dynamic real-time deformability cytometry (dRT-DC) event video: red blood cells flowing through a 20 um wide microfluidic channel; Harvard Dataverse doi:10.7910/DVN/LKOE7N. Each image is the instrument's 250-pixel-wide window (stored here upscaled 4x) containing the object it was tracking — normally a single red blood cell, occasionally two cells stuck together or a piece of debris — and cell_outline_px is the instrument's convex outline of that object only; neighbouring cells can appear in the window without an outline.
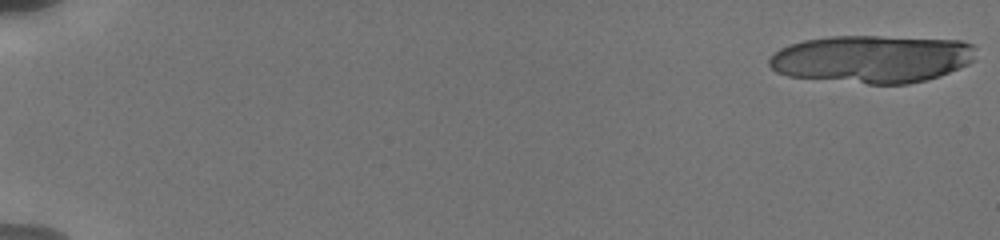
{"species": "human", "species_latin": "Homo sapiens", "temperature_condition": "cold", "stored_images_in_passage": 13, "camera_frame_rate_fps": 3000, "um_per_image_px": 0.085, "donor": {"sex": "male"}, "frame": {"image": 1, "passage_image": 1, "time_ms": 0.0, "image_size_px": [1000, 240], "cell_outline_px": [[976, 60], [968, 64], [940, 76], [908, 84], [868, 84], [788, 76], [776, 72], [768, 64], [768, 60], [780, 48], [788, 44], [804, 40], [832, 36], [880, 36], [960, 40], [972, 44], [976, 48]], "centroid_in_image_um": [74.15, 5.01], "position_along_channel_um": 10.9, "area_um2": 57.8}}
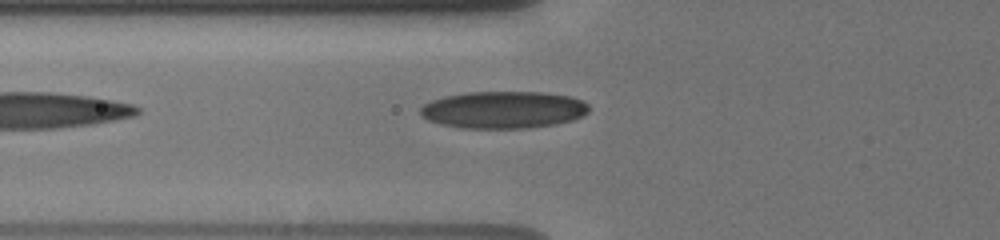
{"frame": {"image": 2, "passage_image": 13, "time_ms": 7.333, "image_size_px": [1000, 240], "cell_outline_px": [[588, 112], [572, 120], [556, 124], [528, 128], [460, 128], [440, 124], [428, 120], [420, 116], [420, 108], [424, 104], [432, 100], [444, 96], [464, 92], [544, 92], [568, 96], [584, 100], [588, 104]], "centroid_in_image_um": [42.76, 9.33], "position_along_channel_um": 83.0, "area_um2": 36.7}}